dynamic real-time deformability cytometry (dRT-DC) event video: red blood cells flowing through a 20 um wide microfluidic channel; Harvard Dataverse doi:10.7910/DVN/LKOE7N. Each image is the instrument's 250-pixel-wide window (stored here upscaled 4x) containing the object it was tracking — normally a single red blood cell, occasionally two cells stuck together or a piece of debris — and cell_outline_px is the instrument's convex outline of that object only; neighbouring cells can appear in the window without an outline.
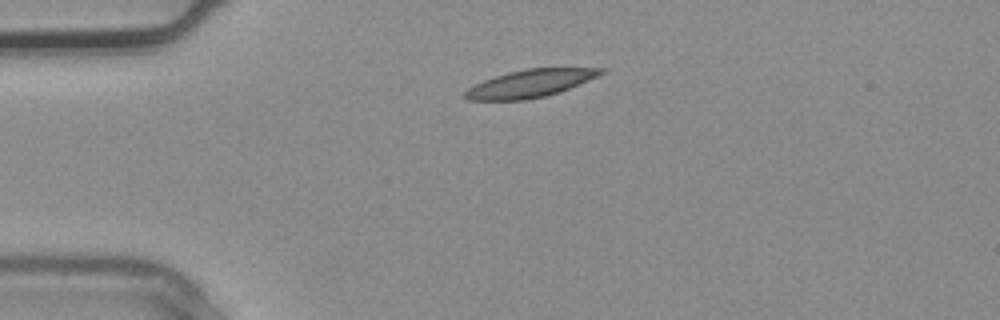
{"species": "common noctule bat (a hibernating species)", "species_latin": "Nyctalus noctula", "temperature_condition": "warm", "stored_images_in_passage": 1, "camera_frame_rate_fps": 3000, "um_per_image_px": 0.085, "animal": {"sex": "male", "body_mass_g": 20.4}, "frame": {"image": 1, "passage_image": 1, "time_ms": 0.0, "image_size_px": [1000, 320], "cell_outline_px": [[608, 72], [568, 88], [544, 96], [524, 100], [468, 100], [464, 96], [464, 92], [468, 88], [484, 80], [508, 72], [528, 68], [608, 68]], "centroid_in_image_um": [45.08, 7.08], "position_along_channel_um": 39.9, "area_um2": 21.62}}